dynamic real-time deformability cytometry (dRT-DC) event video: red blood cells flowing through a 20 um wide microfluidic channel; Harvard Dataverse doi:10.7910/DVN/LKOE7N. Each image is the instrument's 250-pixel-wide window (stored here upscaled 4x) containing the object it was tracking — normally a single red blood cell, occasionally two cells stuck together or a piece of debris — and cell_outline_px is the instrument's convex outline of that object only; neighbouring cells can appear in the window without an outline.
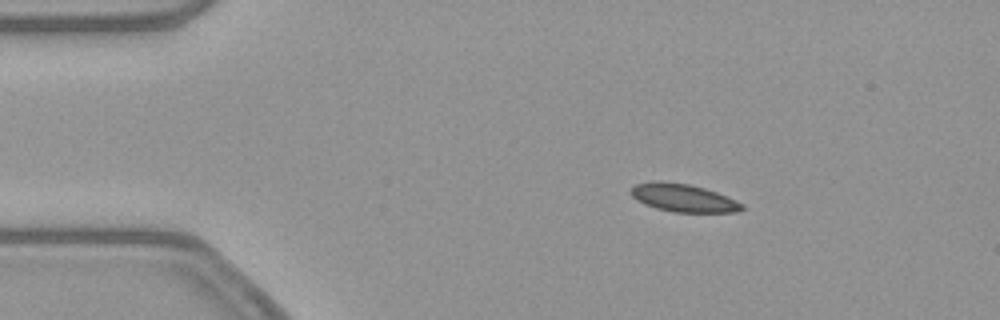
{"species": "common noctule bat (a hibernating species)", "species_latin": "Nyctalus noctula", "temperature_condition": "warm", "stored_images_in_passage": 45, "camera_frame_rate_fps": 3000, "um_per_image_px": 0.085, "animal": {"sex": "female", "body_mass_g": 21.9}, "frame": {"image": 1, "passage_image": 1, "time_ms": 0.0, "image_size_px": [1000, 320], "cell_outline_px": [[744, 208], [740, 212], [672, 212], [656, 208], [644, 204], [636, 200], [628, 192], [636, 184], [660, 180], [688, 184], [704, 188], [716, 192], [744, 204]], "centroid_in_image_um": [58.06, 16.82], "position_along_channel_um": 26.9, "area_um2": 18.09}}
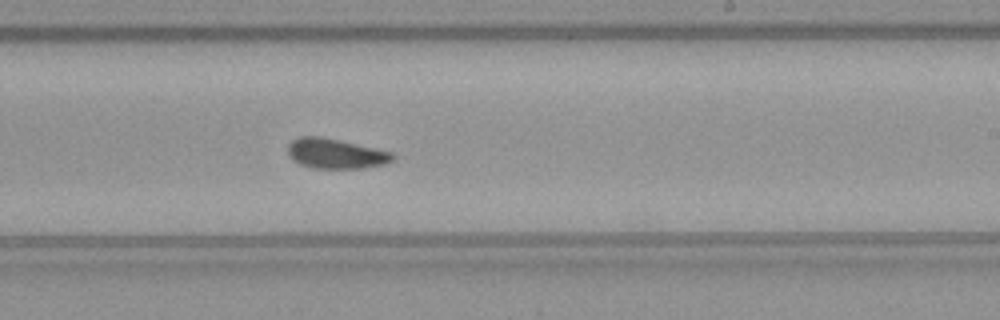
{"frame": {"image": 2, "passage_image": 24, "time_ms": 7.667, "image_size_px": [1000, 320], "cell_outline_px": [[396, 160], [384, 164], [364, 168], [312, 168], [300, 164], [292, 160], [288, 156], [288, 144], [292, 140], [300, 136], [320, 136], [392, 152], [396, 156]], "centroid_in_image_um": [28.52, 13.06], "position_along_channel_um": 260.5, "area_um2": 18.38}}
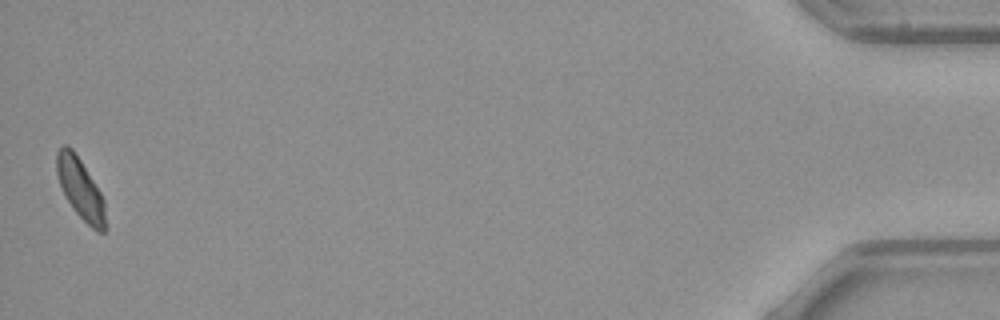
{"frame": {"image": 3, "passage_image": 45, "time_ms": 14.667, "image_size_px": [1000, 320], "cell_outline_px": [[104, 232], [96, 232], [76, 212], [64, 196], [56, 172], [56, 152], [64, 144], [68, 144], [72, 148], [80, 160], [100, 192], [104, 200]], "centroid_in_image_um": [6.79, 16.0], "position_along_channel_um": 428.4, "area_um2": 16.88}, "authors_computed_cell_mechanics": {"area_um2": 18.207, "velocity_mm_per_s": 3.8433, "shape_relaxation_time_tau1_ms": null, "shape_relaxation_time_tau2_ms": 2.8684, "deformation_change_tau1": null, "deformation_change_tau2": 0.0536}}